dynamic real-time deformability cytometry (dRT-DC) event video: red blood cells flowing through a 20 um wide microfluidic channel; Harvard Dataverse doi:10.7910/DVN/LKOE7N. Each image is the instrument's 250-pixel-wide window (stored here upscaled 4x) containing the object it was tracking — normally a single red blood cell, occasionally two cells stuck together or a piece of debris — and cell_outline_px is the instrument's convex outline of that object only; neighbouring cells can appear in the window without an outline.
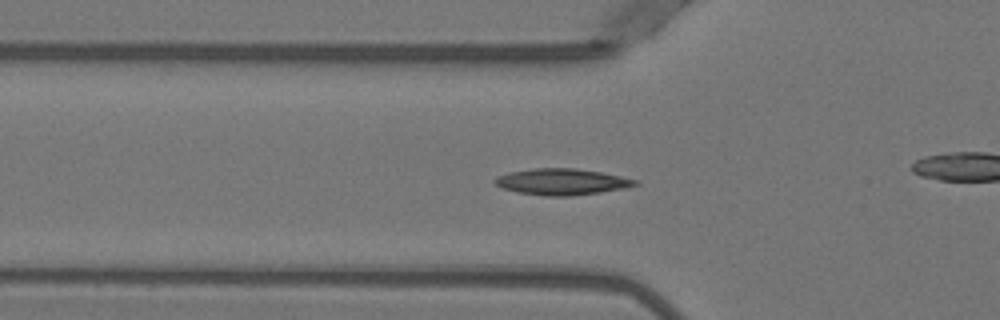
{"species": "Egyptian fruit bat (a non-hibernating species)", "species_latin": "Rousettus aegyptiacus", "temperature_condition": "warm", "stored_images_in_passage": 53, "camera_frame_rate_fps": 3000, "um_per_image_px": 0.085, "animal": {"sex": "female"}, "frame": {"image": 1, "passage_image": 18, "time_ms": 5.667, "image_size_px": [1000, 320], "cell_outline_px": [[640, 184], [600, 192], [572, 196], [544, 196], [516, 192], [504, 188], [496, 184], [492, 180], [496, 176], [508, 172], [532, 168], [576, 168], [600, 172], [640, 180]], "centroid_in_image_um": [47.72, 15.44], "position_along_channel_um": 78.1, "area_um2": 21.5}}
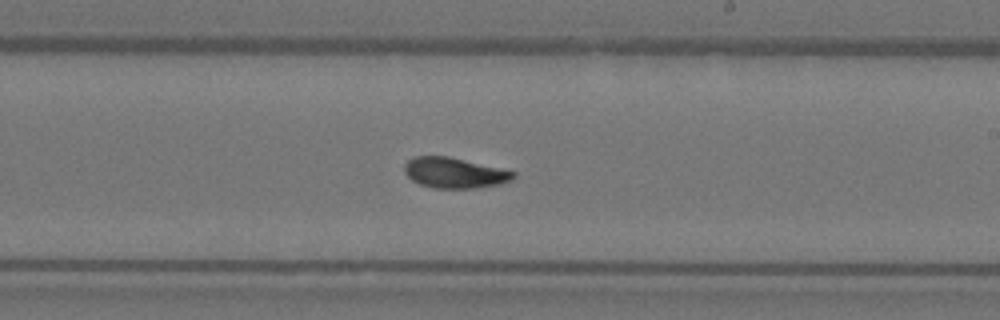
{"frame": {"image": 2, "passage_image": 31, "time_ms": 10.0, "image_size_px": [1000, 320], "cell_outline_px": [[516, 176], [512, 180], [500, 184], [476, 188], [432, 188], [420, 184], [412, 180], [404, 172], [404, 164], [408, 160], [416, 156], [448, 156], [516, 172]], "centroid_in_image_um": [38.62, 14.7], "position_along_channel_um": 250.4, "area_um2": 19.31}}
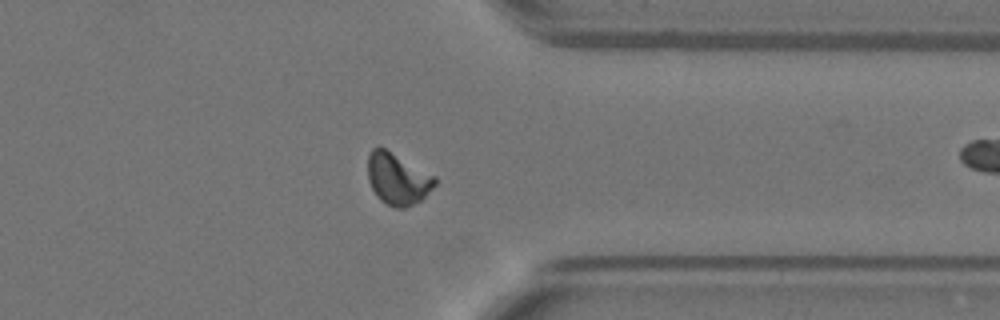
{"frame": {"image": 3, "passage_image": 41, "time_ms": 13.333, "image_size_px": [1000, 320], "cell_outline_px": [[436, 184], [420, 200], [404, 208], [396, 208], [380, 200], [376, 196], [368, 180], [368, 152], [372, 148], [384, 148], [436, 176]], "centroid_in_image_um": [33.78, 15.2], "position_along_channel_um": 377.6, "area_um2": 19.94}, "authors_computed_cell_mechanics": {"area_um2": 19.363, "velocity_mm_per_s": 3.9636, "shape_relaxation_time_tau1_ms": 5.5377, "shape_relaxation_time_tau2_ms": 2.3991, "deformation_change_tau1": 0.1762, "deformation_change_tau2": 0.0613}}